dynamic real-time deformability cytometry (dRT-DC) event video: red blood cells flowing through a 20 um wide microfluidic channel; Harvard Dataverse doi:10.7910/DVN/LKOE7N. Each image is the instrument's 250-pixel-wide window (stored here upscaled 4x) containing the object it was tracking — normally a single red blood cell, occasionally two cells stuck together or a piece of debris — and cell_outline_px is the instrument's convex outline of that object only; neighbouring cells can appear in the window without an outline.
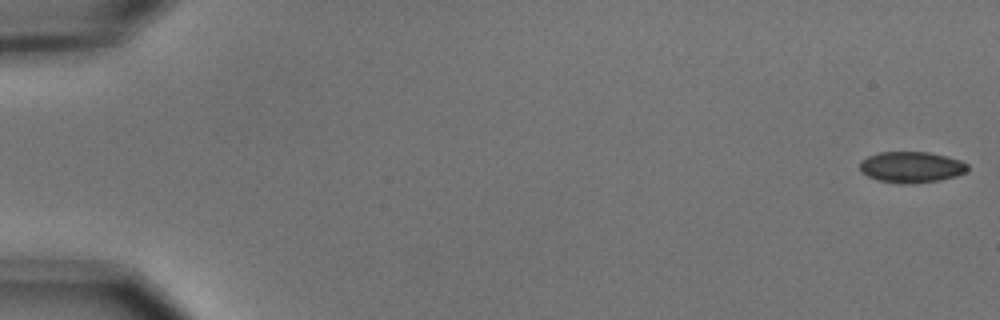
{"species": "common noctule bat (a hibernating species)", "species_latin": "Nyctalus noctula", "temperature_condition": "cold", "stored_images_in_passage": 7, "camera_frame_rate_fps": 3000, "um_per_image_px": 0.085, "animal": {"sex": "male", "body_mass_g": 15.6}, "frame": {"image": 1, "passage_image": 1, "time_ms": 0.0, "image_size_px": [1000, 320], "cell_outline_px": [[968, 172], [956, 176], [940, 180], [912, 184], [904, 184], [876, 180], [860, 172], [860, 160], [868, 156], [880, 152], [928, 152], [948, 156], [960, 160], [968, 164]], "centroid_in_image_um": [77.47, 14.21], "position_along_channel_um": 7.5, "area_um2": 19.77}}
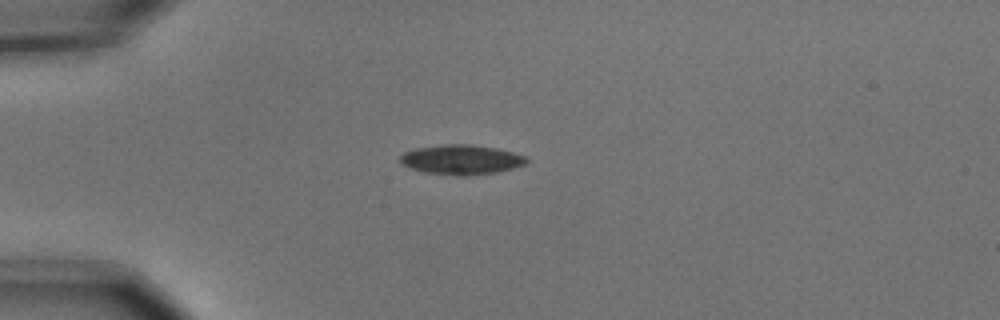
{"frame": {"image": 2, "passage_image": 5, "time_ms": 1.333, "image_size_px": [1000, 320], "cell_outline_px": [[528, 160], [524, 164], [512, 168], [496, 172], [468, 176], [456, 176], [424, 172], [400, 164], [400, 156], [404, 152], [416, 148], [444, 144], [472, 144], [496, 148], [512, 152], [524, 156]], "centroid_in_image_um": [39.17, 13.57], "position_along_channel_um": 45.8, "area_um2": 21.85}}
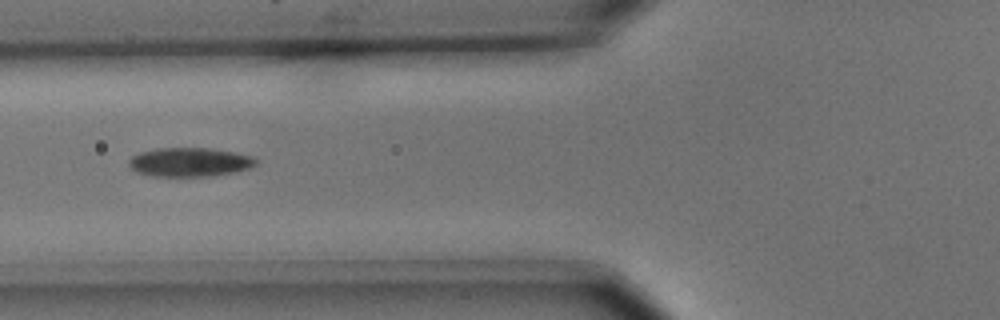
{"frame": {"image": 3, "passage_image": 7, "time_ms": 2.0, "image_size_px": [1000, 320], "cell_outline_px": [[256, 164], [248, 168], [232, 172], [212, 176], [152, 176], [136, 172], [128, 164], [128, 160], [132, 156], [140, 152], [156, 148], [212, 148], [236, 152], [252, 156], [256, 160]], "centroid_in_image_um": [16.09, 13.77], "position_along_channel_um": 109.7, "area_um2": 21.44}}